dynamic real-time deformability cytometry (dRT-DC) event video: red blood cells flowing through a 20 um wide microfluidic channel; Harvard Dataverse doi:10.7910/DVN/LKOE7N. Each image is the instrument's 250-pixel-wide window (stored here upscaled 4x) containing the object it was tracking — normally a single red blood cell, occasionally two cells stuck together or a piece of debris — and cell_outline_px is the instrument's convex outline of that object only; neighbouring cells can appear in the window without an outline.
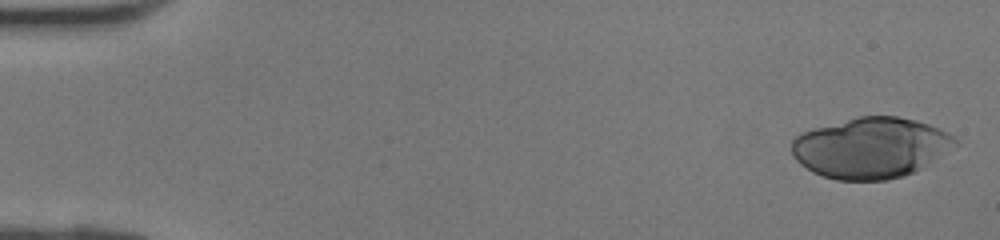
{"species": "human", "species_latin": "Homo sapiens", "temperature_condition": "room temperature", "stored_images_in_passage": 40, "camera_frame_rate_fps": 3000, "um_per_image_px": 0.085, "donor": {"sex": "female"}, "frame": {"image": 1, "passage_image": 1, "time_ms": 0.0, "image_size_px": [1000, 240], "cell_outline_px": [[956, 140], [916, 172], [904, 176], [888, 180], [836, 180], [812, 172], [800, 164], [792, 156], [792, 140], [800, 132], [860, 116], [896, 116], [916, 120], [928, 124], [948, 132]], "centroid_in_image_um": [73.92, 12.57], "position_along_channel_um": 11.1, "area_um2": 56.93}}